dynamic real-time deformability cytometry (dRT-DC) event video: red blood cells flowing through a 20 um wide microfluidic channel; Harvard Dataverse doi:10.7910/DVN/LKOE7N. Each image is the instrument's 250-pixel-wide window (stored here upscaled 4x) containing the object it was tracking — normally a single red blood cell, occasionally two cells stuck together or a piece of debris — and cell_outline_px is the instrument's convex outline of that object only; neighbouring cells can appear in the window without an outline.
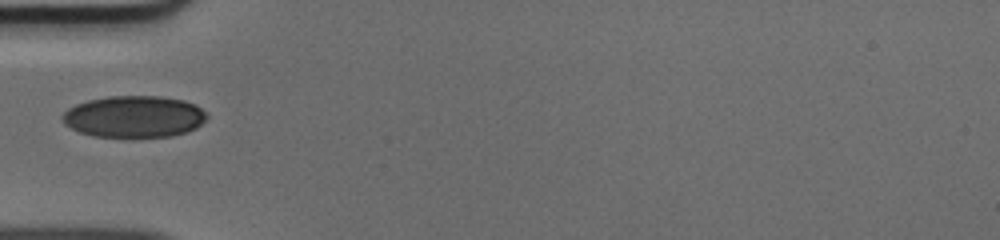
{"species": "human", "species_latin": "Homo sapiens", "temperature_condition": "cold", "stored_images_in_passage": 34, "camera_frame_rate_fps": 3000, "um_per_image_px": 0.085, "donor": {"sex": "male"}, "frame": {"image": 1, "passage_image": 1, "time_ms": 0.0, "image_size_px": [1000, 240], "cell_outline_px": [[208, 116], [196, 128], [188, 132], [172, 136], [92, 136], [80, 132], [64, 124], [60, 116], [68, 108], [76, 104], [88, 100], [108, 96], [160, 96], [184, 100], [196, 104]], "centroid_in_image_um": [11.38, 9.9], "position_along_channel_um": 73.6, "area_um2": 35.03}}
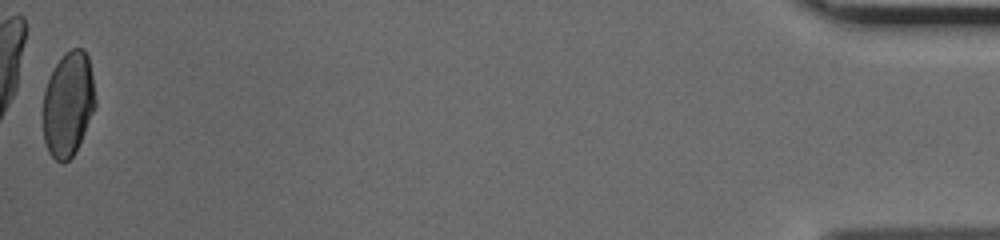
{"frame": {"image": 2, "passage_image": 34, "time_ms": 11.0, "image_size_px": [1000, 240], "cell_outline_px": [[96, 104], [76, 152], [64, 164], [60, 164], [48, 152], [44, 140], [44, 88], [56, 64], [64, 52], [72, 48], [84, 48], [88, 56], [92, 76], [96, 100]], "centroid_in_image_um": [5.8, 8.85], "position_along_channel_um": 429.4, "area_um2": 31.91}}